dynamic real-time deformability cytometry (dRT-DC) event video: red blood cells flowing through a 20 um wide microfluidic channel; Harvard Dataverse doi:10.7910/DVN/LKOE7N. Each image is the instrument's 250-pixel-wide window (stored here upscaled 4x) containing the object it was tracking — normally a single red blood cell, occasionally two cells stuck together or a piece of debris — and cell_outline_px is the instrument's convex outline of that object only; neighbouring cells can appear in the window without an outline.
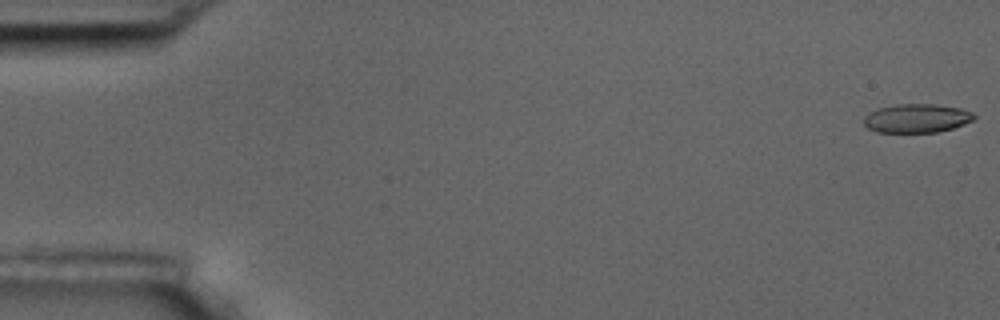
{"species": "common noctule bat (a hibernating species)", "species_latin": "Nyctalus noctula", "temperature_condition": "room temperature", "stored_images_in_passage": 9, "camera_frame_rate_fps": 3000, "um_per_image_px": 0.085, "animal": {"sex": "male", "body_mass_g": 17.5, "forearm_length_mm": 52.3}, "frame": {"image": 1, "passage_image": 1, "time_ms": 0.0, "image_size_px": [1000, 320], "cell_outline_px": [[976, 116], [972, 120], [964, 124], [952, 128], [936, 132], [876, 132], [868, 128], [864, 124], [864, 116], [880, 108], [896, 104], [932, 104], [960, 108], [972, 112]], "centroid_in_image_um": [77.92, 10.05], "position_along_channel_um": 7.1, "area_um2": 18.26}}
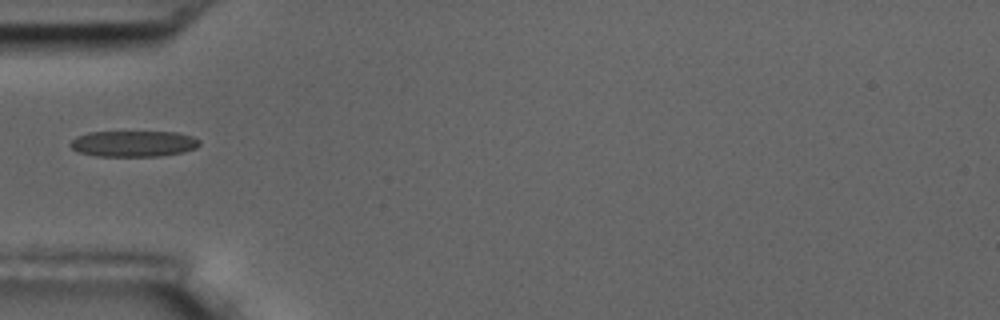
{"frame": {"image": 2, "passage_image": 6, "time_ms": 6.0, "image_size_px": [1000, 320], "cell_outline_px": [[200, 144], [196, 148], [184, 152], [160, 156], [96, 156], [80, 152], [72, 148], [68, 144], [76, 136], [88, 132], [176, 132], [192, 136], [200, 140]], "centroid_in_image_um": [11.36, 12.21], "position_along_channel_um": 73.6, "area_um2": 19.65}}
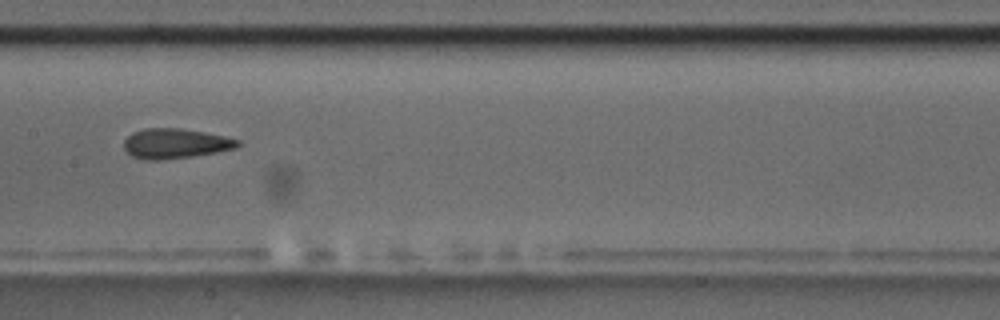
{"frame": {"image": 3, "passage_image": 9, "time_ms": 9.333, "image_size_px": [1000, 320], "cell_outline_px": [[240, 144], [236, 148], [216, 152], [160, 160], [144, 160], [132, 156], [124, 148], [124, 140], [132, 132], [144, 128], [180, 128], [204, 132], [224, 136], [240, 140]], "centroid_in_image_um": [14.88, 12.19], "position_along_channel_um": 192.5, "area_um2": 19.71}}